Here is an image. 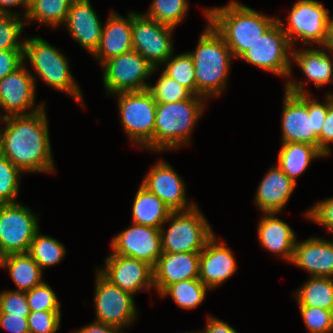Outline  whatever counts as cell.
Here are the masks:
<instances>
[{
    "instance_id": "6da1fadb",
    "label": "cell",
    "mask_w": 333,
    "mask_h": 333,
    "mask_svg": "<svg viewBox=\"0 0 333 333\" xmlns=\"http://www.w3.org/2000/svg\"><path fill=\"white\" fill-rule=\"evenodd\" d=\"M44 108L28 115L2 118L0 152L23 173L55 172Z\"/></svg>"
},
{
    "instance_id": "7a4b0ae2",
    "label": "cell",
    "mask_w": 333,
    "mask_h": 333,
    "mask_svg": "<svg viewBox=\"0 0 333 333\" xmlns=\"http://www.w3.org/2000/svg\"><path fill=\"white\" fill-rule=\"evenodd\" d=\"M285 84L281 117V143H308L318 148V136L326 118L333 96L326 94L325 102L310 97L304 82L293 79Z\"/></svg>"
},
{
    "instance_id": "3957f363",
    "label": "cell",
    "mask_w": 333,
    "mask_h": 333,
    "mask_svg": "<svg viewBox=\"0 0 333 333\" xmlns=\"http://www.w3.org/2000/svg\"><path fill=\"white\" fill-rule=\"evenodd\" d=\"M207 21L222 36L238 59L249 49L276 21L249 6L233 0L217 8H206Z\"/></svg>"
},
{
    "instance_id": "277c9868",
    "label": "cell",
    "mask_w": 333,
    "mask_h": 333,
    "mask_svg": "<svg viewBox=\"0 0 333 333\" xmlns=\"http://www.w3.org/2000/svg\"><path fill=\"white\" fill-rule=\"evenodd\" d=\"M195 51L188 52L194 62L196 95L206 100L219 96L226 88L231 61L234 58L222 36L207 21Z\"/></svg>"
},
{
    "instance_id": "5b68a950",
    "label": "cell",
    "mask_w": 333,
    "mask_h": 333,
    "mask_svg": "<svg viewBox=\"0 0 333 333\" xmlns=\"http://www.w3.org/2000/svg\"><path fill=\"white\" fill-rule=\"evenodd\" d=\"M202 96L174 103H157L153 151L174 150L190 142L195 124L204 112L205 102Z\"/></svg>"
},
{
    "instance_id": "8992f818",
    "label": "cell",
    "mask_w": 333,
    "mask_h": 333,
    "mask_svg": "<svg viewBox=\"0 0 333 333\" xmlns=\"http://www.w3.org/2000/svg\"><path fill=\"white\" fill-rule=\"evenodd\" d=\"M31 63L35 74L48 86L69 94L84 105L82 92L72 75L67 58L39 36L24 39L23 62Z\"/></svg>"
},
{
    "instance_id": "52a82bcc",
    "label": "cell",
    "mask_w": 333,
    "mask_h": 333,
    "mask_svg": "<svg viewBox=\"0 0 333 333\" xmlns=\"http://www.w3.org/2000/svg\"><path fill=\"white\" fill-rule=\"evenodd\" d=\"M166 222L169 227L160 228L162 250L167 253L201 252L215 234L197 206L187 211L171 212Z\"/></svg>"
},
{
    "instance_id": "ba28073f",
    "label": "cell",
    "mask_w": 333,
    "mask_h": 333,
    "mask_svg": "<svg viewBox=\"0 0 333 333\" xmlns=\"http://www.w3.org/2000/svg\"><path fill=\"white\" fill-rule=\"evenodd\" d=\"M118 109L124 131L133 144L153 151L157 102L146 89L120 92Z\"/></svg>"
},
{
    "instance_id": "9c48e42d",
    "label": "cell",
    "mask_w": 333,
    "mask_h": 333,
    "mask_svg": "<svg viewBox=\"0 0 333 333\" xmlns=\"http://www.w3.org/2000/svg\"><path fill=\"white\" fill-rule=\"evenodd\" d=\"M292 45L276 21L238 59L288 79L292 75Z\"/></svg>"
},
{
    "instance_id": "30bf717a",
    "label": "cell",
    "mask_w": 333,
    "mask_h": 333,
    "mask_svg": "<svg viewBox=\"0 0 333 333\" xmlns=\"http://www.w3.org/2000/svg\"><path fill=\"white\" fill-rule=\"evenodd\" d=\"M102 65L104 88L110 96L146 90L149 85L146 79L158 69L135 50L112 57Z\"/></svg>"
},
{
    "instance_id": "8fae6325",
    "label": "cell",
    "mask_w": 333,
    "mask_h": 333,
    "mask_svg": "<svg viewBox=\"0 0 333 333\" xmlns=\"http://www.w3.org/2000/svg\"><path fill=\"white\" fill-rule=\"evenodd\" d=\"M330 11L319 1L298 0L291 8L287 16L288 26L280 18L277 21L286 34L292 47L298 40L310 47L314 43L319 47L323 44L326 36L327 26L331 19Z\"/></svg>"
},
{
    "instance_id": "7c38bea8",
    "label": "cell",
    "mask_w": 333,
    "mask_h": 333,
    "mask_svg": "<svg viewBox=\"0 0 333 333\" xmlns=\"http://www.w3.org/2000/svg\"><path fill=\"white\" fill-rule=\"evenodd\" d=\"M31 211L20 202L0 204V258L29 251L40 230L38 215Z\"/></svg>"
},
{
    "instance_id": "4fadbf2b",
    "label": "cell",
    "mask_w": 333,
    "mask_h": 333,
    "mask_svg": "<svg viewBox=\"0 0 333 333\" xmlns=\"http://www.w3.org/2000/svg\"><path fill=\"white\" fill-rule=\"evenodd\" d=\"M133 296L107 280L96 268L95 321L120 330L130 326L138 316Z\"/></svg>"
},
{
    "instance_id": "5bb4252c",
    "label": "cell",
    "mask_w": 333,
    "mask_h": 333,
    "mask_svg": "<svg viewBox=\"0 0 333 333\" xmlns=\"http://www.w3.org/2000/svg\"><path fill=\"white\" fill-rule=\"evenodd\" d=\"M174 30V27L159 23L144 14L132 12L133 50L155 68L161 67L174 53L171 37Z\"/></svg>"
},
{
    "instance_id": "9a60e30c",
    "label": "cell",
    "mask_w": 333,
    "mask_h": 333,
    "mask_svg": "<svg viewBox=\"0 0 333 333\" xmlns=\"http://www.w3.org/2000/svg\"><path fill=\"white\" fill-rule=\"evenodd\" d=\"M35 89L36 78L33 73L25 67L24 63L14 72L1 79L0 108L3 109L4 113L3 115L0 113V118L15 115H28L44 108V103L39 106H34Z\"/></svg>"
},
{
    "instance_id": "2e32d148",
    "label": "cell",
    "mask_w": 333,
    "mask_h": 333,
    "mask_svg": "<svg viewBox=\"0 0 333 333\" xmlns=\"http://www.w3.org/2000/svg\"><path fill=\"white\" fill-rule=\"evenodd\" d=\"M110 244L112 254L136 258L152 267L163 253L160 229L134 223L115 235Z\"/></svg>"
},
{
    "instance_id": "e0dca14e",
    "label": "cell",
    "mask_w": 333,
    "mask_h": 333,
    "mask_svg": "<svg viewBox=\"0 0 333 333\" xmlns=\"http://www.w3.org/2000/svg\"><path fill=\"white\" fill-rule=\"evenodd\" d=\"M97 270L111 283L132 295L143 288L154 289L153 267L142 260L111 253L105 258V267Z\"/></svg>"
},
{
    "instance_id": "ac0fdd59",
    "label": "cell",
    "mask_w": 333,
    "mask_h": 333,
    "mask_svg": "<svg viewBox=\"0 0 333 333\" xmlns=\"http://www.w3.org/2000/svg\"><path fill=\"white\" fill-rule=\"evenodd\" d=\"M141 185L162 200L172 212L187 211L196 206L187 202L184 180L163 160L151 167Z\"/></svg>"
},
{
    "instance_id": "d6986e66",
    "label": "cell",
    "mask_w": 333,
    "mask_h": 333,
    "mask_svg": "<svg viewBox=\"0 0 333 333\" xmlns=\"http://www.w3.org/2000/svg\"><path fill=\"white\" fill-rule=\"evenodd\" d=\"M64 26L74 41L94 55L100 45L104 25L90 0H73Z\"/></svg>"
},
{
    "instance_id": "ffe728a7",
    "label": "cell",
    "mask_w": 333,
    "mask_h": 333,
    "mask_svg": "<svg viewBox=\"0 0 333 333\" xmlns=\"http://www.w3.org/2000/svg\"><path fill=\"white\" fill-rule=\"evenodd\" d=\"M236 269L231 249L225 246V242H218L216 235H213L200 252L199 280L211 291L232 277Z\"/></svg>"
},
{
    "instance_id": "44dd1931",
    "label": "cell",
    "mask_w": 333,
    "mask_h": 333,
    "mask_svg": "<svg viewBox=\"0 0 333 333\" xmlns=\"http://www.w3.org/2000/svg\"><path fill=\"white\" fill-rule=\"evenodd\" d=\"M200 252H163L153 267L154 289L160 294L168 285L199 278Z\"/></svg>"
},
{
    "instance_id": "7402d4cb",
    "label": "cell",
    "mask_w": 333,
    "mask_h": 333,
    "mask_svg": "<svg viewBox=\"0 0 333 333\" xmlns=\"http://www.w3.org/2000/svg\"><path fill=\"white\" fill-rule=\"evenodd\" d=\"M291 263L309 272L310 277L333 278V241L319 237L296 240Z\"/></svg>"
},
{
    "instance_id": "603a6c76",
    "label": "cell",
    "mask_w": 333,
    "mask_h": 333,
    "mask_svg": "<svg viewBox=\"0 0 333 333\" xmlns=\"http://www.w3.org/2000/svg\"><path fill=\"white\" fill-rule=\"evenodd\" d=\"M132 50V11L125 18L111 10L103 26L100 45L93 56L102 65L108 59Z\"/></svg>"
},
{
    "instance_id": "cb8c5ba5",
    "label": "cell",
    "mask_w": 333,
    "mask_h": 333,
    "mask_svg": "<svg viewBox=\"0 0 333 333\" xmlns=\"http://www.w3.org/2000/svg\"><path fill=\"white\" fill-rule=\"evenodd\" d=\"M297 183L277 165L272 166L262 178L255 194V205L262 213H280L290 199Z\"/></svg>"
},
{
    "instance_id": "d4e9b609",
    "label": "cell",
    "mask_w": 333,
    "mask_h": 333,
    "mask_svg": "<svg viewBox=\"0 0 333 333\" xmlns=\"http://www.w3.org/2000/svg\"><path fill=\"white\" fill-rule=\"evenodd\" d=\"M276 215V212L263 213L257 229L258 240L266 250L291 263L296 235L294 230Z\"/></svg>"
},
{
    "instance_id": "484cf974",
    "label": "cell",
    "mask_w": 333,
    "mask_h": 333,
    "mask_svg": "<svg viewBox=\"0 0 333 333\" xmlns=\"http://www.w3.org/2000/svg\"><path fill=\"white\" fill-rule=\"evenodd\" d=\"M321 49H295L292 50L291 62L298 65L300 70L307 77V83L312 81L314 87L319 88L333 83V56Z\"/></svg>"
},
{
    "instance_id": "4316f807",
    "label": "cell",
    "mask_w": 333,
    "mask_h": 333,
    "mask_svg": "<svg viewBox=\"0 0 333 333\" xmlns=\"http://www.w3.org/2000/svg\"><path fill=\"white\" fill-rule=\"evenodd\" d=\"M0 267L7 269L17 287L16 291L27 292L44 282L43 270L28 252L1 257Z\"/></svg>"
},
{
    "instance_id": "83f0119b",
    "label": "cell",
    "mask_w": 333,
    "mask_h": 333,
    "mask_svg": "<svg viewBox=\"0 0 333 333\" xmlns=\"http://www.w3.org/2000/svg\"><path fill=\"white\" fill-rule=\"evenodd\" d=\"M171 212L162 200L140 185L132 205V223L160 229Z\"/></svg>"
},
{
    "instance_id": "f1b7e54d",
    "label": "cell",
    "mask_w": 333,
    "mask_h": 333,
    "mask_svg": "<svg viewBox=\"0 0 333 333\" xmlns=\"http://www.w3.org/2000/svg\"><path fill=\"white\" fill-rule=\"evenodd\" d=\"M277 166L295 183L312 160L326 157L316 146L308 143H282Z\"/></svg>"
},
{
    "instance_id": "f546056e",
    "label": "cell",
    "mask_w": 333,
    "mask_h": 333,
    "mask_svg": "<svg viewBox=\"0 0 333 333\" xmlns=\"http://www.w3.org/2000/svg\"><path fill=\"white\" fill-rule=\"evenodd\" d=\"M294 294L298 306L333 311V278L309 277Z\"/></svg>"
},
{
    "instance_id": "4dcf8cb0",
    "label": "cell",
    "mask_w": 333,
    "mask_h": 333,
    "mask_svg": "<svg viewBox=\"0 0 333 333\" xmlns=\"http://www.w3.org/2000/svg\"><path fill=\"white\" fill-rule=\"evenodd\" d=\"M73 0H35L29 5L25 21H38L52 28L64 24Z\"/></svg>"
},
{
    "instance_id": "1f68e13d",
    "label": "cell",
    "mask_w": 333,
    "mask_h": 333,
    "mask_svg": "<svg viewBox=\"0 0 333 333\" xmlns=\"http://www.w3.org/2000/svg\"><path fill=\"white\" fill-rule=\"evenodd\" d=\"M208 290L199 278L188 279L168 285L159 296H170L179 307L194 309L204 301Z\"/></svg>"
},
{
    "instance_id": "d6a6232c",
    "label": "cell",
    "mask_w": 333,
    "mask_h": 333,
    "mask_svg": "<svg viewBox=\"0 0 333 333\" xmlns=\"http://www.w3.org/2000/svg\"><path fill=\"white\" fill-rule=\"evenodd\" d=\"M28 253L43 270L59 263L65 256L66 249L65 245L57 239L38 231L31 241Z\"/></svg>"
},
{
    "instance_id": "836d02e7",
    "label": "cell",
    "mask_w": 333,
    "mask_h": 333,
    "mask_svg": "<svg viewBox=\"0 0 333 333\" xmlns=\"http://www.w3.org/2000/svg\"><path fill=\"white\" fill-rule=\"evenodd\" d=\"M172 54L163 64V72L196 95V78L192 56L186 52Z\"/></svg>"
},
{
    "instance_id": "e575fe53",
    "label": "cell",
    "mask_w": 333,
    "mask_h": 333,
    "mask_svg": "<svg viewBox=\"0 0 333 333\" xmlns=\"http://www.w3.org/2000/svg\"><path fill=\"white\" fill-rule=\"evenodd\" d=\"M187 0H153L146 17L176 28L187 15Z\"/></svg>"
},
{
    "instance_id": "d590c367",
    "label": "cell",
    "mask_w": 333,
    "mask_h": 333,
    "mask_svg": "<svg viewBox=\"0 0 333 333\" xmlns=\"http://www.w3.org/2000/svg\"><path fill=\"white\" fill-rule=\"evenodd\" d=\"M21 13H0V50L23 49L24 40L19 41L27 23Z\"/></svg>"
},
{
    "instance_id": "8d00e7d4",
    "label": "cell",
    "mask_w": 333,
    "mask_h": 333,
    "mask_svg": "<svg viewBox=\"0 0 333 333\" xmlns=\"http://www.w3.org/2000/svg\"><path fill=\"white\" fill-rule=\"evenodd\" d=\"M147 90L157 103H174L193 96L186 87L167 76L163 71L156 84L153 86L149 84Z\"/></svg>"
},
{
    "instance_id": "74e56055",
    "label": "cell",
    "mask_w": 333,
    "mask_h": 333,
    "mask_svg": "<svg viewBox=\"0 0 333 333\" xmlns=\"http://www.w3.org/2000/svg\"><path fill=\"white\" fill-rule=\"evenodd\" d=\"M24 174L0 152V204L17 203L20 176Z\"/></svg>"
},
{
    "instance_id": "f35d334b",
    "label": "cell",
    "mask_w": 333,
    "mask_h": 333,
    "mask_svg": "<svg viewBox=\"0 0 333 333\" xmlns=\"http://www.w3.org/2000/svg\"><path fill=\"white\" fill-rule=\"evenodd\" d=\"M25 294L30 312L61 311V304L56 293L45 281L25 292Z\"/></svg>"
},
{
    "instance_id": "ab89813d",
    "label": "cell",
    "mask_w": 333,
    "mask_h": 333,
    "mask_svg": "<svg viewBox=\"0 0 333 333\" xmlns=\"http://www.w3.org/2000/svg\"><path fill=\"white\" fill-rule=\"evenodd\" d=\"M299 310L309 333H333V311L308 306Z\"/></svg>"
},
{
    "instance_id": "60d3db41",
    "label": "cell",
    "mask_w": 333,
    "mask_h": 333,
    "mask_svg": "<svg viewBox=\"0 0 333 333\" xmlns=\"http://www.w3.org/2000/svg\"><path fill=\"white\" fill-rule=\"evenodd\" d=\"M60 322L61 311H34L28 315L30 333H56Z\"/></svg>"
},
{
    "instance_id": "b9f144b4",
    "label": "cell",
    "mask_w": 333,
    "mask_h": 333,
    "mask_svg": "<svg viewBox=\"0 0 333 333\" xmlns=\"http://www.w3.org/2000/svg\"><path fill=\"white\" fill-rule=\"evenodd\" d=\"M0 313L28 318L30 308L25 292L5 290L0 293Z\"/></svg>"
},
{
    "instance_id": "7bdbcfd3",
    "label": "cell",
    "mask_w": 333,
    "mask_h": 333,
    "mask_svg": "<svg viewBox=\"0 0 333 333\" xmlns=\"http://www.w3.org/2000/svg\"><path fill=\"white\" fill-rule=\"evenodd\" d=\"M306 218L326 228V231L333 234V197L316 203L309 209Z\"/></svg>"
},
{
    "instance_id": "ee69618b",
    "label": "cell",
    "mask_w": 333,
    "mask_h": 333,
    "mask_svg": "<svg viewBox=\"0 0 333 333\" xmlns=\"http://www.w3.org/2000/svg\"><path fill=\"white\" fill-rule=\"evenodd\" d=\"M23 49L0 50V80L23 64Z\"/></svg>"
},
{
    "instance_id": "f6af8a7d",
    "label": "cell",
    "mask_w": 333,
    "mask_h": 333,
    "mask_svg": "<svg viewBox=\"0 0 333 333\" xmlns=\"http://www.w3.org/2000/svg\"><path fill=\"white\" fill-rule=\"evenodd\" d=\"M333 96V93H330ZM333 143V103L329 106L321 134L318 136V149L327 157L330 155V145Z\"/></svg>"
},
{
    "instance_id": "bcb514c9",
    "label": "cell",
    "mask_w": 333,
    "mask_h": 333,
    "mask_svg": "<svg viewBox=\"0 0 333 333\" xmlns=\"http://www.w3.org/2000/svg\"><path fill=\"white\" fill-rule=\"evenodd\" d=\"M0 327L10 333H30L28 318L0 313Z\"/></svg>"
},
{
    "instance_id": "7dc6e473",
    "label": "cell",
    "mask_w": 333,
    "mask_h": 333,
    "mask_svg": "<svg viewBox=\"0 0 333 333\" xmlns=\"http://www.w3.org/2000/svg\"><path fill=\"white\" fill-rule=\"evenodd\" d=\"M200 333H238V332L228 323L218 318L209 316L204 331Z\"/></svg>"
},
{
    "instance_id": "c3c4849f",
    "label": "cell",
    "mask_w": 333,
    "mask_h": 333,
    "mask_svg": "<svg viewBox=\"0 0 333 333\" xmlns=\"http://www.w3.org/2000/svg\"><path fill=\"white\" fill-rule=\"evenodd\" d=\"M72 333H122V331L115 326L94 321Z\"/></svg>"
},
{
    "instance_id": "681fc988",
    "label": "cell",
    "mask_w": 333,
    "mask_h": 333,
    "mask_svg": "<svg viewBox=\"0 0 333 333\" xmlns=\"http://www.w3.org/2000/svg\"><path fill=\"white\" fill-rule=\"evenodd\" d=\"M20 5L24 6L23 8L25 11L23 16L25 17L29 9L27 0H0V13H14L13 11L11 12L10 7L12 8Z\"/></svg>"
},
{
    "instance_id": "f907efd6",
    "label": "cell",
    "mask_w": 333,
    "mask_h": 333,
    "mask_svg": "<svg viewBox=\"0 0 333 333\" xmlns=\"http://www.w3.org/2000/svg\"><path fill=\"white\" fill-rule=\"evenodd\" d=\"M320 47H322L327 52L329 50L331 53H333V17L328 23L325 40Z\"/></svg>"
},
{
    "instance_id": "816d5d0a",
    "label": "cell",
    "mask_w": 333,
    "mask_h": 333,
    "mask_svg": "<svg viewBox=\"0 0 333 333\" xmlns=\"http://www.w3.org/2000/svg\"><path fill=\"white\" fill-rule=\"evenodd\" d=\"M35 0H27V4L30 5L32 2H34Z\"/></svg>"
},
{
    "instance_id": "f5cc1de1",
    "label": "cell",
    "mask_w": 333,
    "mask_h": 333,
    "mask_svg": "<svg viewBox=\"0 0 333 333\" xmlns=\"http://www.w3.org/2000/svg\"><path fill=\"white\" fill-rule=\"evenodd\" d=\"M184 333H200V332L198 331V332H184Z\"/></svg>"
}]
</instances>
